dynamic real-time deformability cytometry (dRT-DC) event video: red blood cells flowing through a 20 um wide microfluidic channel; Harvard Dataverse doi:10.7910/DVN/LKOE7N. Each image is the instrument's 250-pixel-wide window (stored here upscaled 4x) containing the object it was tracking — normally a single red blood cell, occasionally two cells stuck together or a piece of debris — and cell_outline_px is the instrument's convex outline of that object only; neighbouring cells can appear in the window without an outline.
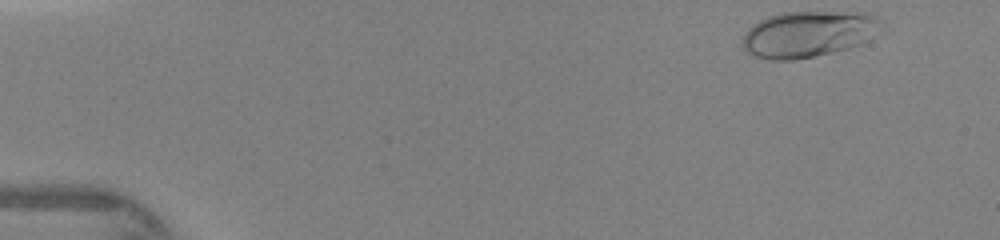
{"species": "human", "species_latin": "Homo sapiens", "temperature_condition": "warm", "stored_images_in_passage": 34, "camera_frame_rate_fps": 3000, "um_per_image_px": 0.085, "donor": {"sex": "female"}, "frame": {"image": 1, "passage_image": 1, "time_ms": 0.0, "image_size_px": [1000, 240], "cell_outline_px": [[884, 24], [868, 40], [860, 44], [848, 48], [832, 52], [792, 60], [772, 60], [752, 56], [744, 48], [740, 40], [748, 28], [752, 24], [768, 16], [784, 12], [864, 12], [880, 20]], "centroid_in_image_um": [68.66, 2.89], "position_along_channel_um": 16.3, "area_um2": 37.34}}
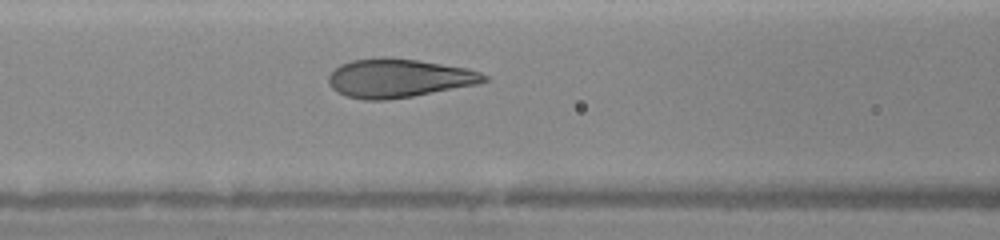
{"frame": {"image": 2, "passage_image": 16, "time_ms": 5.333, "image_size_px": [1000, 240], "cell_outline_px": [[492, 80], [480, 84], [412, 96], [388, 100], [364, 100], [348, 96], [336, 92], [328, 84], [328, 76], [340, 64], [352, 60], [384, 56], [416, 60], [468, 68], [480, 72], [488, 76]], "centroid_in_image_um": [33.92, 6.64], "position_along_channel_um": 132.7, "area_um2": 35.32}}
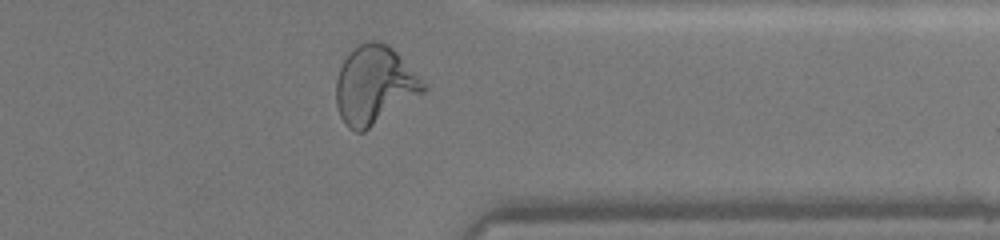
{"frame": {"image": 3, "passage_image": 32, "time_ms": 11.0, "image_size_px": [1000, 240], "cell_outline_px": [[428, 88], [424, 92], [364, 132], [356, 132], [348, 128], [344, 124], [340, 116], [336, 104], [336, 80], [340, 68], [348, 52], [364, 40], [380, 40], [388, 44], [428, 84]], "centroid_in_image_um": [31.83, 7.22], "position_along_channel_um": 379.6, "area_um2": 40.11}}